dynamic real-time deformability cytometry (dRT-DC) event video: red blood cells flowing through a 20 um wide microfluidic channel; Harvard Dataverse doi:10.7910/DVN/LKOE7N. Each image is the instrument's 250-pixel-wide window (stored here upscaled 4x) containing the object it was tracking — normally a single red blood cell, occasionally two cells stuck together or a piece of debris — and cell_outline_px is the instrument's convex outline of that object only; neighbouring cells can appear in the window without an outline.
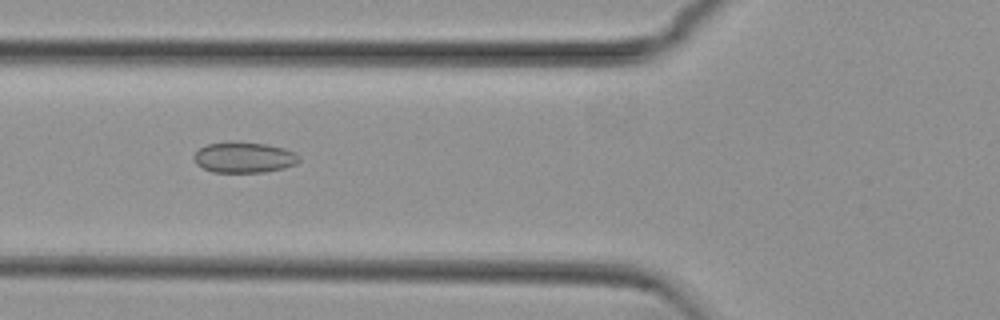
{"species": "common noctule bat (a hibernating species)", "species_latin": "Nyctalus noctula", "temperature_condition": "cold", "stored_images_in_passage": 47, "camera_frame_rate_fps": 3000, "um_per_image_px": 0.085, "animal": {"sex": "female", "body_mass_g": 29.2, "forearm_length_mm": 56.3}, "frame": {"image": 1, "passage_image": 13, "time_ms": 4.0, "image_size_px": [1000, 320], "cell_outline_px": [[300, 160], [296, 164], [284, 168], [264, 172], [212, 172], [196, 164], [192, 156], [200, 148], [208, 144], [228, 140], [232, 140], [264, 144], [284, 148], [296, 152], [300, 156]], "centroid_in_image_um": [20.74, 13.36], "position_along_channel_um": 105.1, "area_um2": 19.13}}
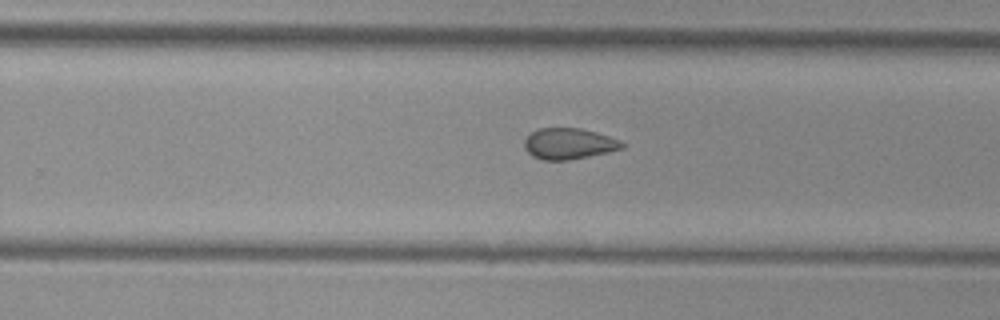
{"frame": {"image": 2, "passage_image": 27, "time_ms": 8.667, "image_size_px": [1000, 320], "cell_outline_px": [[628, 144], [624, 148], [608, 152], [568, 160], [544, 160], [532, 156], [524, 148], [524, 140], [536, 128], [580, 128], [596, 132], [620, 140]], "centroid_in_image_um": [48.37, 12.21], "position_along_channel_um": 281.4, "area_um2": 17.74}}
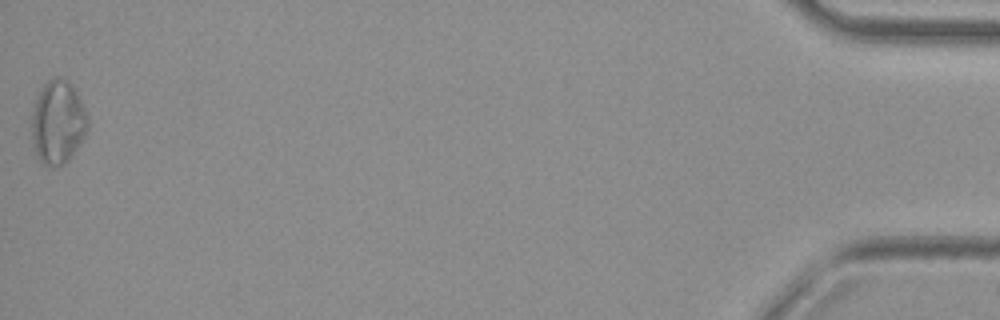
{"frame": {"image": 3, "passage_image": 47, "time_ms": 15.333, "image_size_px": [1000, 320], "cell_outline_px": [[88, 128], [84, 136], [68, 160], [64, 164], [40, 164], [36, 156], [32, 140], [32, 112], [36, 96], [40, 88], [52, 76], [60, 76], [68, 80], [72, 84], [80, 100], [88, 120]], "centroid_in_image_um": [4.88, 10.34], "position_along_channel_um": 430.3, "area_um2": 27.22}, "authors_computed_cell_mechanics": {"area_um2": 19.2474, "velocity_mm_per_s": 3.7779, "shape_relaxation_time_tau1_ms": null, "shape_relaxation_time_tau2_ms": 2.9818, "deformation_change_tau1": null, "deformation_change_tau2": 0.0725}}